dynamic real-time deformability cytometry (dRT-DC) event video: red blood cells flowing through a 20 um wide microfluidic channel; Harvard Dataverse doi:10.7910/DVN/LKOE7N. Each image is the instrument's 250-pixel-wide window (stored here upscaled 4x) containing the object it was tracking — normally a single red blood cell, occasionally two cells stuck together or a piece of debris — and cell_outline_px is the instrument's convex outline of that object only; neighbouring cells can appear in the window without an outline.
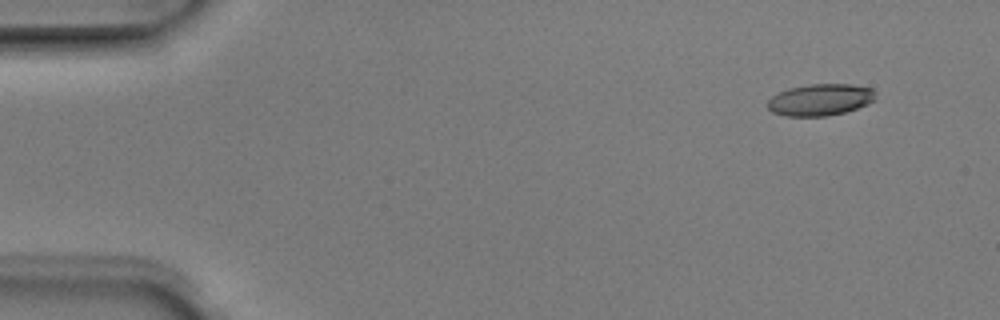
{"species": "Egyptian fruit bat (a non-hibernating species)", "species_latin": "Rousettus aegyptiacus", "temperature_condition": "room temperature", "stored_images_in_passage": 3, "camera_frame_rate_fps": 3000, "um_per_image_px": 0.085, "animal": {"sex": "male"}, "frame": {"image": 1, "passage_image": 1, "time_ms": 0.0, "image_size_px": [1000, 320], "cell_outline_px": [[876, 100], [868, 104], [844, 112], [824, 116], [784, 116], [772, 112], [768, 108], [768, 100], [772, 96], [788, 88], [812, 84], [852, 84], [872, 88], [876, 92]], "centroid_in_image_um": [69.75, 8.47], "position_along_channel_um": 15.3, "area_um2": 20.0}}
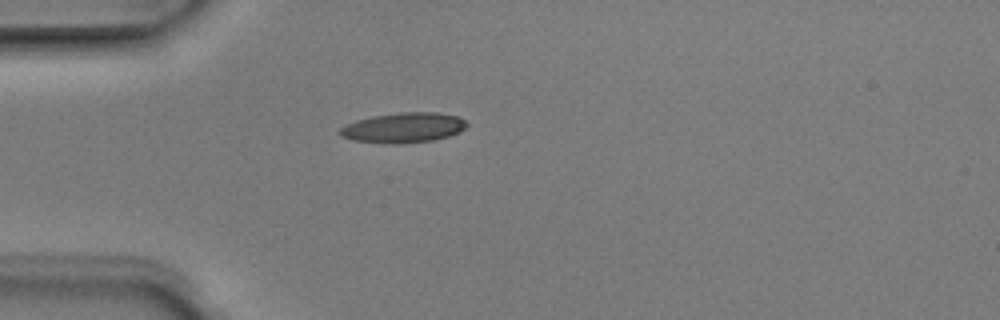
{"frame": {"image": 2, "passage_image": 3, "time_ms": 0.667, "image_size_px": [1000, 320], "cell_outline_px": [[468, 124], [460, 132], [448, 136], [432, 140], [400, 144], [388, 144], [352, 140], [340, 136], [336, 132], [340, 128], [356, 120], [372, 116], [400, 112], [436, 112], [456, 116], [464, 120]], "centroid_in_image_um": [34.25, 10.86], "position_along_channel_um": 50.7, "area_um2": 22.31}}